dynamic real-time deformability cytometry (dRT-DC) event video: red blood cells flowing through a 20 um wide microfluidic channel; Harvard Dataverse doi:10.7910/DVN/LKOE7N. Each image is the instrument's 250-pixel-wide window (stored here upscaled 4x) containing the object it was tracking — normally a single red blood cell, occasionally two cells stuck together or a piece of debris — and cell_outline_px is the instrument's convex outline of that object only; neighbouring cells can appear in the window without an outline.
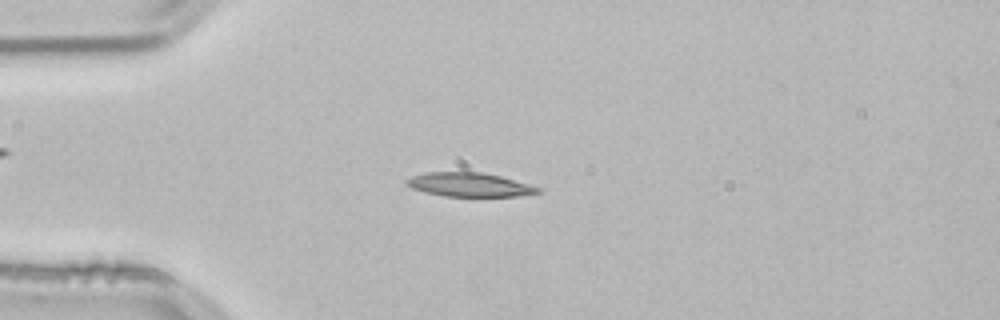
{"species": "common noctule bat (a hibernating species)", "species_latin": "Nyctalus noctula", "temperature_condition": "room temperature", "stored_images_in_passage": 51, "camera_frame_rate_fps": 3000, "um_per_image_px": 0.085, "animal": {"sex": "male", "body_mass_g": 21.5, "forearm_length_mm": 52.0}, "frame": {"image": 1, "passage_image": 13, "time_ms": 4.0, "image_size_px": [1000, 320], "cell_outline_px": [[540, 192], [516, 196], [444, 196], [424, 192], [412, 188], [404, 184], [404, 180], [412, 176], [428, 172], [480, 172], [500, 176], [528, 184], [540, 188]], "centroid_in_image_um": [39.83, 15.69], "position_along_channel_um": 45.2, "area_um2": 18.15}}
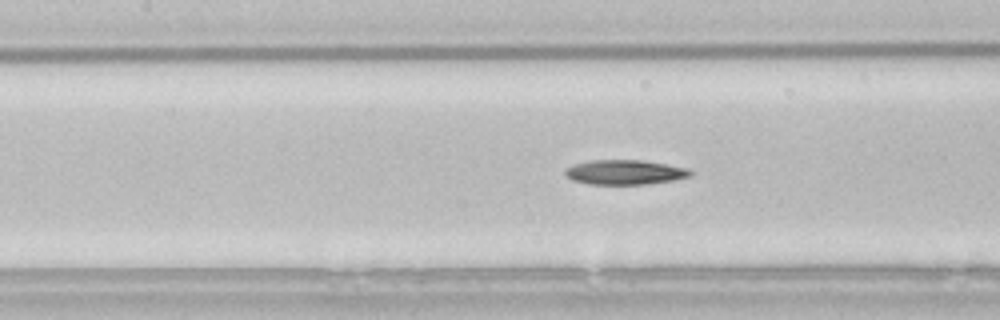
{"frame": {"image": 2, "passage_image": 23, "time_ms": 7.333, "image_size_px": [1000, 320], "cell_outline_px": [[692, 176], [672, 180], [648, 184], [588, 184], [572, 180], [564, 172], [564, 168], [572, 164], [592, 160], [644, 160], [688, 168], [692, 172]], "centroid_in_image_um": [53.09, 14.63], "position_along_channel_um": 154.3, "area_um2": 18.09}}
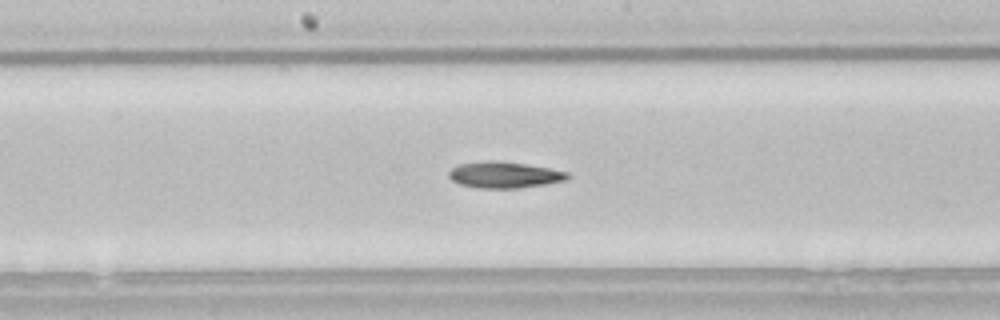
{"frame": {"image": 3, "passage_image": 27, "time_ms": 8.667, "image_size_px": [1000, 320], "cell_outline_px": [[572, 176], [564, 180], [544, 184], [520, 188], [476, 188], [460, 184], [452, 180], [448, 176], [448, 172], [456, 164], [488, 160], [492, 160], [524, 164], [548, 168], [568, 172]], "centroid_in_image_um": [42.82, 14.86], "position_along_channel_um": 205.4, "area_um2": 18.15}, "authors_computed_cell_mechanics": {"area_um2": 17.918, "velocity_mm_per_s": 3.8262, "shape_relaxation_time_tau1_ms": 6.921, "shape_relaxation_time_tau2_ms": null, "deformation_change_tau1": 0.1522, "deformation_change_tau2": null}}